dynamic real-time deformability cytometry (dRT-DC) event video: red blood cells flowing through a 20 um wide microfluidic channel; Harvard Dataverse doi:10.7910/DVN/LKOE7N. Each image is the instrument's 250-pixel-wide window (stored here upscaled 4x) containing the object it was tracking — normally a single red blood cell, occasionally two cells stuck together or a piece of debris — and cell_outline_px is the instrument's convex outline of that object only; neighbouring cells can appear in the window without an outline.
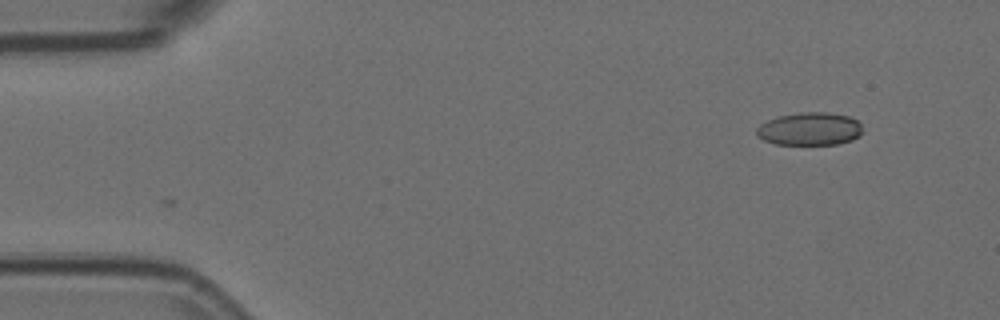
{"species": "Egyptian fruit bat (a non-hibernating species)", "species_latin": "Rousettus aegyptiacus", "temperature_condition": "room temperature", "stored_images_in_passage": 3, "camera_frame_rate_fps": 3000, "um_per_image_px": 0.085, "animal": {"sex": "female"}, "frame": {"image": 1, "passage_image": 1, "time_ms": 0.0, "image_size_px": [1000, 320], "cell_outline_px": [[860, 136], [852, 140], [840, 144], [776, 144], [764, 140], [756, 136], [756, 128], [760, 124], [768, 120], [780, 116], [800, 112], [824, 112], [848, 116], [856, 120], [860, 124]], "centroid_in_image_um": [68.8, 10.96], "position_along_channel_um": 16.2, "area_um2": 20.23}}
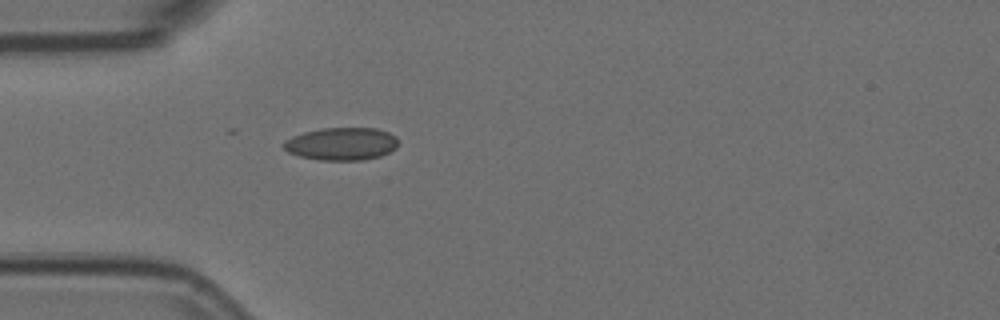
{"frame": {"image": 2, "passage_image": 3, "time_ms": 0.667, "image_size_px": [1000, 320], "cell_outline_px": [[396, 148], [380, 156], [364, 160], [320, 160], [300, 156], [288, 152], [280, 144], [284, 140], [292, 136], [304, 132], [320, 128], [376, 128], [388, 132], [396, 136]], "centroid_in_image_um": [28.99, 12.22], "position_along_channel_um": 56.0, "area_um2": 21.91}}